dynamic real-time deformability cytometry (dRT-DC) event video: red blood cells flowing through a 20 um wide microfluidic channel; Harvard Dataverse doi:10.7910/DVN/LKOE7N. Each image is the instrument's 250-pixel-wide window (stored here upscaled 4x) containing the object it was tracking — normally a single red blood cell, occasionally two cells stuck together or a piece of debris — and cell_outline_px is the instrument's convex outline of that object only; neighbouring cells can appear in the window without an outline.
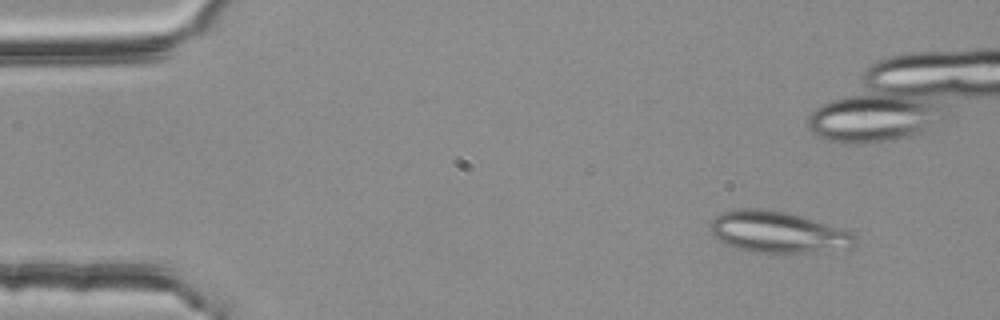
{"species": "common noctule bat (a hibernating species)", "species_latin": "Nyctalus noctula", "temperature_condition": "room temperature", "stored_images_in_passage": 17, "camera_frame_rate_fps": 3000, "um_per_image_px": 0.085, "animal": {"sex": "female", "body_mass_g": 25.1}, "frame": {"image": 1, "passage_image": 6, "time_ms": 1.667, "image_size_px": [1000, 320], "cell_outline_px": [[856, 244], [852, 248], [816, 252], [748, 252], [724, 244], [716, 240], [712, 236], [708, 228], [712, 220], [720, 212], [736, 208], [764, 208], [784, 212], [800, 216], [840, 228], [852, 232], [856, 236]], "centroid_in_image_um": [66.05, 19.73], "position_along_channel_um": 18.9, "area_um2": 35.26}}